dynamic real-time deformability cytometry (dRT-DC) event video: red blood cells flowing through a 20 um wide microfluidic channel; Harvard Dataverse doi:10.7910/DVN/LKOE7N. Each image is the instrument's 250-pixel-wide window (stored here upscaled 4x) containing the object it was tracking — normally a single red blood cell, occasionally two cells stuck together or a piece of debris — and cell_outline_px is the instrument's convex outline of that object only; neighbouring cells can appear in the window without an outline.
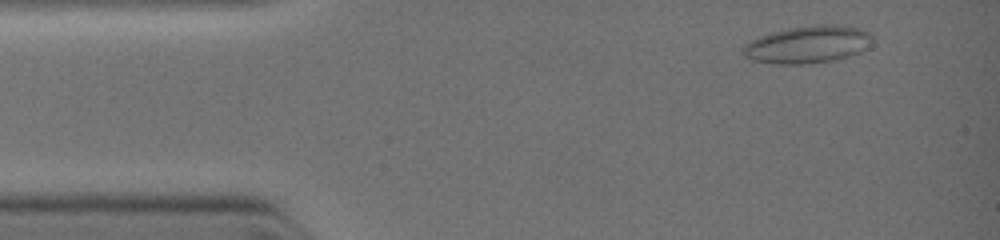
{"species": "common noctule bat (a hibernating species)", "species_latin": "Nyctalus noctula", "temperature_condition": "warm", "stored_images_in_passage": 14, "camera_frame_rate_fps": 3000, "um_per_image_px": 0.085, "animal": {"sex": "female", "body_mass_g": 19.0, "forearm_length_mm": 51.5}, "frame": {"image": 1, "passage_image": 5, "time_ms": 0.667, "image_size_px": [1000, 240], "cell_outline_px": [[872, 36], [868, 48], [860, 52], [840, 60], [808, 64], [776, 64], [752, 60], [744, 52], [744, 48], [752, 40], [776, 32], [792, 28], [856, 28], [868, 32]], "centroid_in_image_um": [68.69, 3.87], "position_along_channel_um": 16.3, "area_um2": 26.53}}